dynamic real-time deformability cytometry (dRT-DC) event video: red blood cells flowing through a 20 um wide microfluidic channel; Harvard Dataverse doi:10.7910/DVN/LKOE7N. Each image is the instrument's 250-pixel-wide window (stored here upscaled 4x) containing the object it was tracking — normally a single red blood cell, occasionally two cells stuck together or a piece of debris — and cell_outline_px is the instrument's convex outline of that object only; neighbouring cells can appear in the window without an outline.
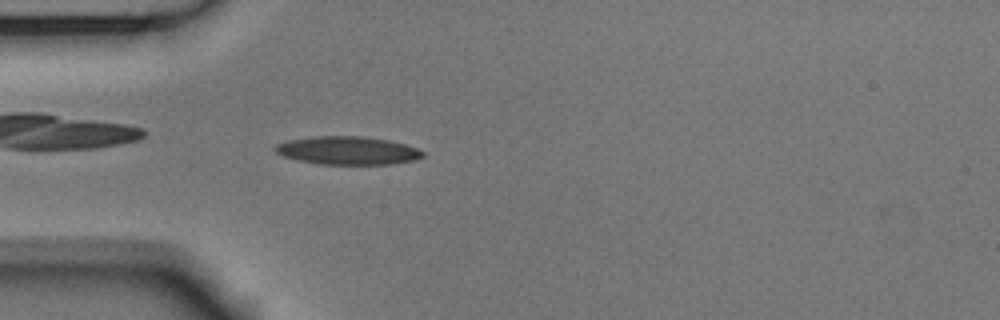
{"species": "Egyptian fruit bat (a non-hibernating species)", "species_latin": "Rousettus aegyptiacus", "temperature_condition": "room temperature", "stored_images_in_passage": 52, "camera_frame_rate_fps": 3000, "um_per_image_px": 0.085, "animal": {"sex": "male"}, "frame": {"image": 1, "passage_image": 14, "time_ms": 4.333, "image_size_px": [1000, 320], "cell_outline_px": [[424, 156], [416, 160], [392, 164], [320, 164], [296, 160], [284, 156], [276, 152], [272, 148], [276, 144], [288, 140], [312, 136], [364, 136], [388, 140], [404, 144], [416, 148], [424, 152]], "centroid_in_image_um": [29.53, 12.79], "position_along_channel_um": 55.5, "area_um2": 24.33}}
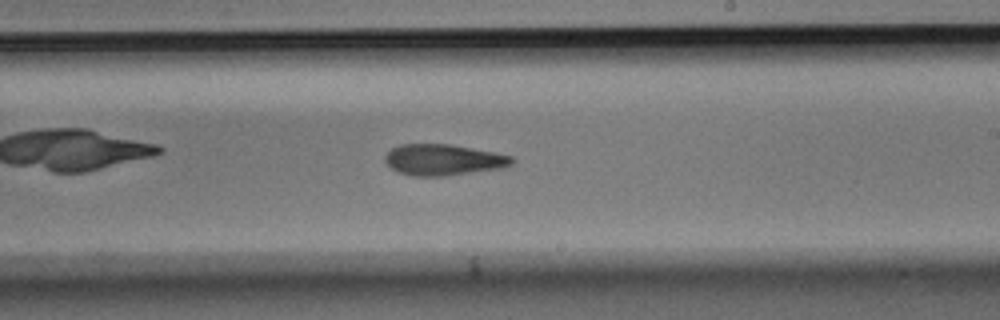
{"frame": {"image": 2, "passage_image": 30, "time_ms": 9.667, "image_size_px": [1000, 320], "cell_outline_px": [[516, 160], [512, 164], [504, 168], [444, 176], [412, 176], [400, 172], [392, 168], [384, 160], [384, 156], [392, 148], [400, 144], [448, 144], [496, 152], [512, 156]], "centroid_in_image_um": [37.72, 13.58], "position_along_channel_um": 251.3, "area_um2": 23.06}}
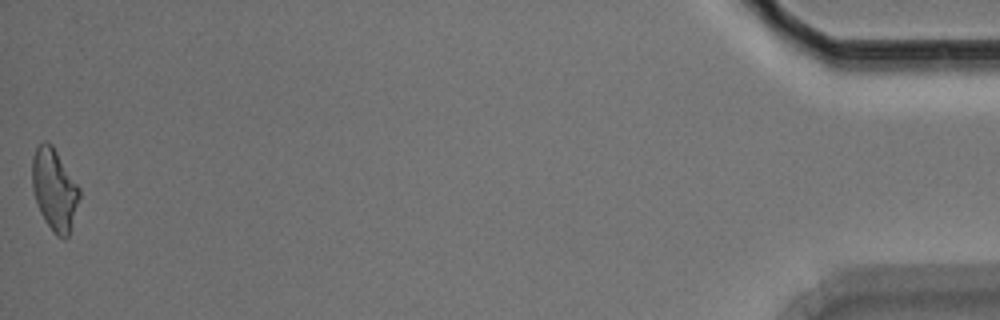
{"frame": {"image": 3, "passage_image": 52, "time_ms": 17.0, "image_size_px": [1000, 320], "cell_outline_px": [[80, 196], [68, 236], [64, 240], [56, 236], [44, 220], [40, 212], [32, 188], [32, 156], [36, 148], [44, 140], [48, 140], [52, 144], [80, 188]], "centroid_in_image_um": [4.61, 16.1], "position_along_channel_um": 430.6, "area_um2": 22.48}, "authors_computed_cell_mechanics": {"area_um2": 22.7732, "velocity_mm_per_s": 3.7641, "shape_relaxation_time_tau1_ms": null, "shape_relaxation_time_tau2_ms": 10.6879, "deformation_change_tau1": null, "deformation_change_tau2": 0.2305}}